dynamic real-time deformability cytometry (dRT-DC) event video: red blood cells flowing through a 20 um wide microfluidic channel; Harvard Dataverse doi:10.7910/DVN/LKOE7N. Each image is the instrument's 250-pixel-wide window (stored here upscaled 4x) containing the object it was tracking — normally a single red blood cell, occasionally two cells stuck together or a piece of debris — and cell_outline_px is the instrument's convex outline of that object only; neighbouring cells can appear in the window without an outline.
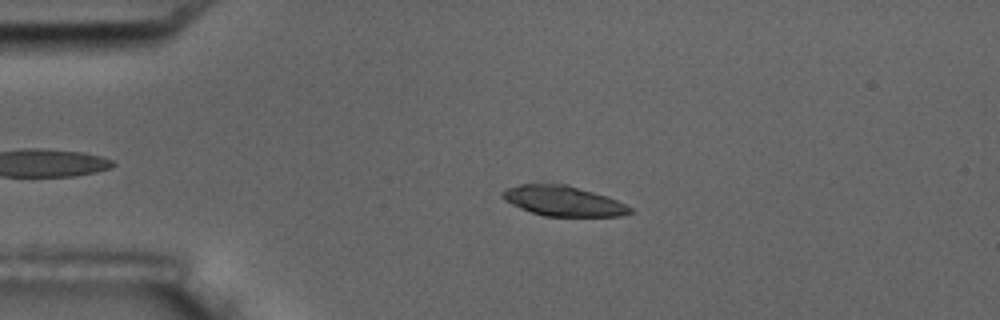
{"species": "common noctule bat (a hibernating species)", "species_latin": "Nyctalus noctula", "temperature_condition": "room temperature", "stored_images_in_passage": 5, "camera_frame_rate_fps": 3000, "um_per_image_px": 0.085, "animal": {"sex": "male", "body_mass_g": 17.5, "forearm_length_mm": 52.3}, "frame": {"image": 1, "passage_image": 4, "time_ms": 3.333, "image_size_px": [1000, 320], "cell_outline_px": [[636, 212], [620, 216], [544, 216], [520, 208], [504, 200], [500, 196], [500, 192], [508, 188], [520, 184], [568, 184], [616, 200], [632, 208]], "centroid_in_image_um": [47.86, 17.09], "position_along_channel_um": 37.1, "area_um2": 22.25}}